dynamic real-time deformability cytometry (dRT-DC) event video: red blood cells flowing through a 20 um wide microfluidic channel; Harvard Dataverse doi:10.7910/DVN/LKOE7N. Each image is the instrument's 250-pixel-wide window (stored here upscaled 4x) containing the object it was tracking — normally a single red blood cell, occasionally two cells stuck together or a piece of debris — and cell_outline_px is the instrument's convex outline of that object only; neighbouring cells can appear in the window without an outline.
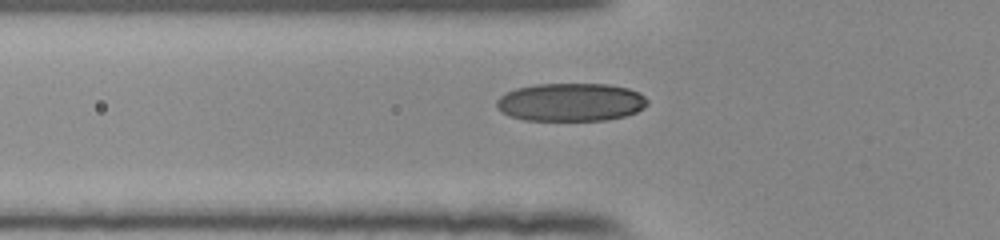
{"species": "human", "species_latin": "Homo sapiens", "temperature_condition": "room temperature", "stored_images_in_passage": 38, "camera_frame_rate_fps": 3000, "um_per_image_px": 0.085, "donor": {"sex": "female"}, "frame": {"image": 1, "passage_image": 4, "time_ms": 1.0, "image_size_px": [1000, 240], "cell_outline_px": [[648, 104], [644, 108], [636, 112], [624, 116], [604, 120], [524, 120], [508, 116], [500, 112], [496, 108], [496, 100], [500, 96], [516, 88], [536, 84], [608, 84], [628, 88], [644, 96], [648, 100]], "centroid_in_image_um": [48.48, 8.69], "position_along_channel_um": 77.3, "area_um2": 33.64}}
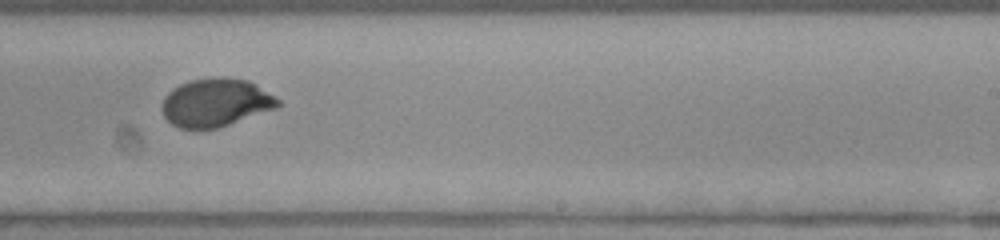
{"frame": {"image": 2, "passage_image": 19, "time_ms": 6.0, "image_size_px": [1000, 240], "cell_outline_px": [[280, 104], [276, 108], [216, 128], [180, 128], [172, 124], [164, 116], [160, 108], [164, 96], [172, 88], [188, 80], [212, 76], [220, 76], [248, 80], [256, 84], [280, 100]], "centroid_in_image_um": [18.29, 8.69], "position_along_channel_um": 270.7, "area_um2": 32.6}}
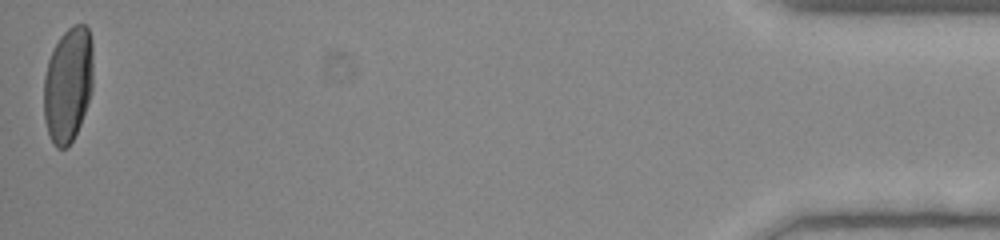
{"frame": {"image": 3, "passage_image": 38, "time_ms": 12.333, "image_size_px": [1000, 240], "cell_outline_px": [[92, 92], [80, 124], [68, 148], [56, 148], [52, 144], [44, 120], [44, 76], [48, 60], [60, 36], [72, 24], [84, 24], [88, 28], [92, 40]], "centroid_in_image_um": [5.78, 7.19], "position_along_channel_um": 429.4, "area_um2": 33.29}, "authors_computed_cell_mechanics": {"area_um2": 32.657, "velocity_mm_per_s": 3.8709, "shape_relaxation_time_tau1_ms": 3.7989, "shape_relaxation_time_tau2_ms": null, "deformation_change_tau1": 0.1822, "deformation_change_tau2": null}}